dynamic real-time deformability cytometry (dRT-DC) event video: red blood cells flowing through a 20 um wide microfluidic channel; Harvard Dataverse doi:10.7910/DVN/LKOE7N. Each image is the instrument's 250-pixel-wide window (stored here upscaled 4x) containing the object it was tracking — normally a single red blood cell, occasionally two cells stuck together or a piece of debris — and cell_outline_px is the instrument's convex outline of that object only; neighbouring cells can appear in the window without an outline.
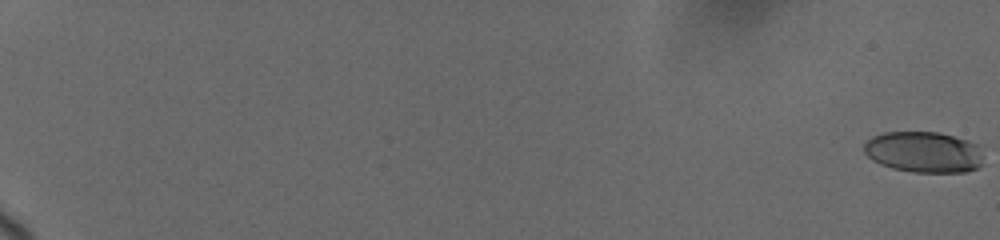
{"species": "human", "species_latin": "Homo sapiens", "temperature_condition": "cold", "stored_images_in_passage": 79, "camera_frame_rate_fps": 3000, "um_per_image_px": 0.085, "donor": {"sex": "female"}, "frame": {"image": 1, "passage_image": 1, "time_ms": 0.0, "image_size_px": [1000, 240], "cell_outline_px": [[980, 164], [976, 168], [964, 172], [912, 172], [892, 168], [880, 164], [872, 160], [864, 152], [864, 144], [872, 136], [884, 132], [936, 132], [968, 140], [976, 144], [980, 156]], "centroid_in_image_um": [78.45, 12.92], "position_along_channel_um": 6.5, "area_um2": 28.21}}
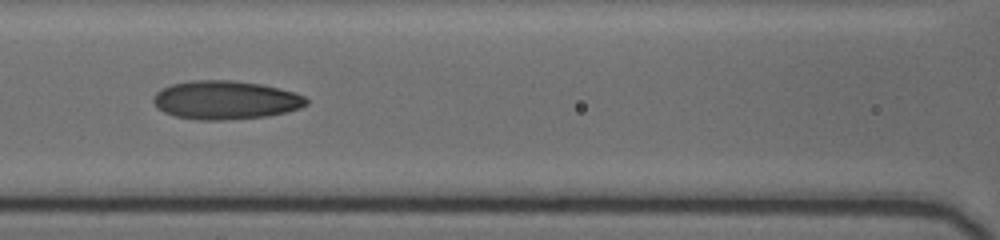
{"frame": {"image": 2, "passage_image": 45, "time_ms": 10.333, "image_size_px": [1000, 240], "cell_outline_px": [[308, 104], [300, 108], [268, 116], [224, 120], [200, 120], [176, 116], [164, 112], [156, 108], [152, 100], [156, 92], [172, 84], [192, 80], [236, 80], [260, 84], [292, 92], [304, 96], [308, 100]], "centroid_in_image_um": [19.14, 8.5], "position_along_channel_um": 147.5, "area_um2": 34.28}}
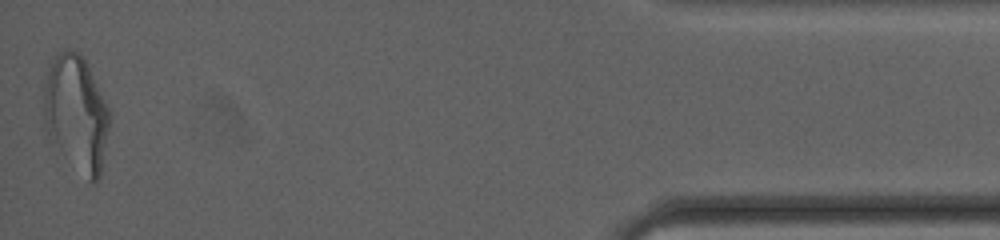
{"frame": {"image": 3, "passage_image": 78, "time_ms": 19.667, "image_size_px": [1000, 240], "cell_outline_px": [[108, 128], [100, 176], [96, 180], [88, 180], [64, 156], [44, 128], [44, 92], [48, 68], [52, 56], [56, 52], [64, 48], [68, 48], [76, 52], [84, 60], [108, 108]], "centroid_in_image_um": [6.44, 9.59], "position_along_channel_um": 428.8, "area_um2": 43.35}, "authors_computed_cell_mechanics": {"area_um2": 32.7148, "velocity_mm_per_s": 3.7212, "shape_relaxation_time_tau1_ms": 4.4762, "shape_relaxation_time_tau2_ms": 2.1206, "deformation_change_tau1": 0.1799, "deformation_change_tau2": 0.0948}}